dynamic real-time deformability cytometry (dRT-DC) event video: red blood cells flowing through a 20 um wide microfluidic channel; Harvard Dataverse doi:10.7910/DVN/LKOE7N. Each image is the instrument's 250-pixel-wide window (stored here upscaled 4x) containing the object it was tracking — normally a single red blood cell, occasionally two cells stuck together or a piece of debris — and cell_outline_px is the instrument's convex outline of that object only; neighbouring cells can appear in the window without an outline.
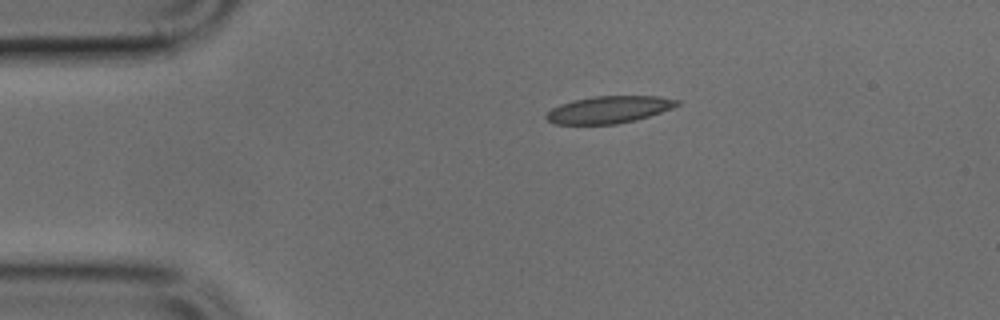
{"species": "common noctule bat (a hibernating species)", "species_latin": "Nyctalus noctula", "temperature_condition": "cold", "stored_images_in_passage": 2, "camera_frame_rate_fps": 3000, "um_per_image_px": 0.085, "animal": {"sex": "male", "body_mass_g": 17.9, "forearm_length_mm": 54.2}, "frame": {"image": 1, "passage_image": 1, "time_ms": 0.0, "image_size_px": [1000, 320], "cell_outline_px": [[680, 104], [672, 108], [636, 120], [616, 124], [556, 124], [548, 120], [544, 116], [552, 108], [560, 104], [572, 100], [592, 96], [660, 96], [680, 100]], "centroid_in_image_um": [51.76, 9.31], "position_along_channel_um": 33.2, "area_um2": 20.69}}